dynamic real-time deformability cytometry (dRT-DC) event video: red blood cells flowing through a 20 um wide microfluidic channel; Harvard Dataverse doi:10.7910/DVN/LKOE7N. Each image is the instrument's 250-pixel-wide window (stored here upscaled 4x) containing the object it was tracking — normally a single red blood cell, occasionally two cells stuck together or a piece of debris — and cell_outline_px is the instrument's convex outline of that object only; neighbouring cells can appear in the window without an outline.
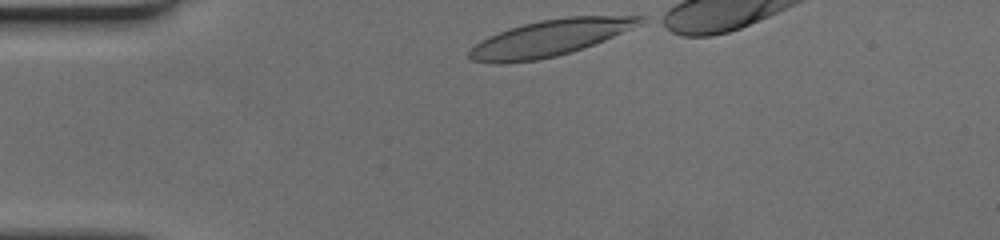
{"species": "human", "species_latin": "Homo sapiens", "temperature_condition": "cold", "stored_images_in_passage": 36, "camera_frame_rate_fps": 3000, "um_per_image_px": 0.085, "donor": {"sex": "female"}, "frame": {"image": 1, "passage_image": 1, "time_ms": 0.0, "image_size_px": [1000, 240], "cell_outline_px": [[648, 20], [640, 24], [604, 40], [556, 56], [536, 60], [504, 64], [496, 64], [472, 60], [468, 56], [468, 52], [480, 40], [488, 36], [508, 28], [540, 20], [568, 16], [644, 16]], "centroid_in_image_um": [46.69, 3.23], "position_along_channel_um": 38.3, "area_um2": 35.78}}
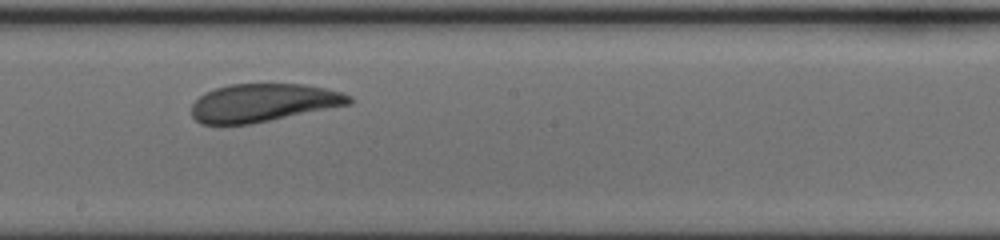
{"frame": {"image": 2, "passage_image": 19, "time_ms": 6.0, "image_size_px": [1000, 240], "cell_outline_px": [[352, 104], [248, 124], [200, 124], [192, 116], [192, 104], [204, 92], [228, 84], [304, 84], [344, 92], [352, 96]], "centroid_in_image_um": [22.38, 8.72], "position_along_channel_um": 225.8, "area_um2": 34.85}}
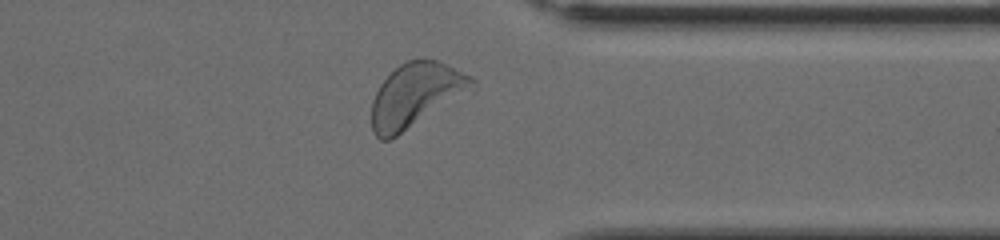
{"frame": {"image": 3, "passage_image": 31, "time_ms": 10.0, "image_size_px": [1000, 240], "cell_outline_px": [[476, 88], [396, 136], [388, 140], [380, 140], [372, 132], [372, 100], [380, 84], [400, 64], [408, 60], [436, 60], [472, 76], [476, 80]], "centroid_in_image_um": [35.35, 8.09], "position_along_channel_um": 376.0, "area_um2": 36.99}}